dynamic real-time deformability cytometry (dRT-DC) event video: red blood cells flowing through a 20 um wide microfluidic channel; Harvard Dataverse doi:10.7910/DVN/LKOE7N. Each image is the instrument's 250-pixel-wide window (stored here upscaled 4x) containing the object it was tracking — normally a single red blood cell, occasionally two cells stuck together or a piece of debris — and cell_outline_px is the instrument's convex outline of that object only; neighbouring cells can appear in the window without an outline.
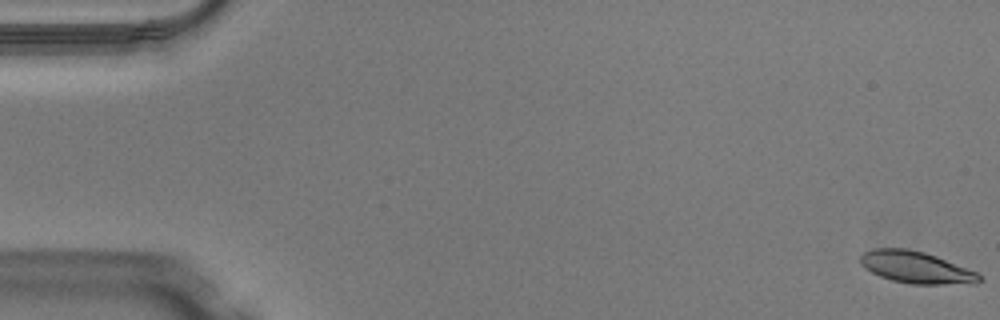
{"species": "Egyptian fruit bat (a non-hibernating species)", "species_latin": "Rousettus aegyptiacus", "temperature_condition": "warm", "stored_images_in_passage": 51, "camera_frame_rate_fps": 3000, "um_per_image_px": 0.085, "animal": {"sex": "male"}, "frame": {"image": 1, "passage_image": 1, "time_ms": 0.0, "image_size_px": [1000, 320], "cell_outline_px": [[984, 280], [976, 284], [908, 284], [892, 280], [880, 276], [864, 268], [860, 264], [860, 256], [864, 252], [872, 248], [908, 248], [924, 252], [936, 256], [976, 272]], "centroid_in_image_um": [77.86, 22.73], "position_along_channel_um": 7.1, "area_um2": 22.2}}
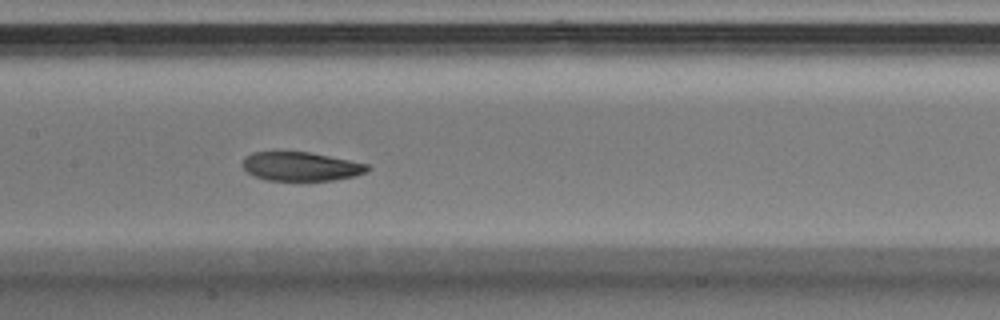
{"frame": {"image": 2, "passage_image": 25, "time_ms": 8.0, "image_size_px": [1000, 320], "cell_outline_px": [[372, 168], [368, 172], [356, 176], [332, 180], [268, 180], [256, 176], [248, 172], [244, 168], [244, 156], [252, 152], [308, 152], [368, 164]], "centroid_in_image_um": [25.62, 14.15], "position_along_channel_um": 181.8, "area_um2": 20.81}}
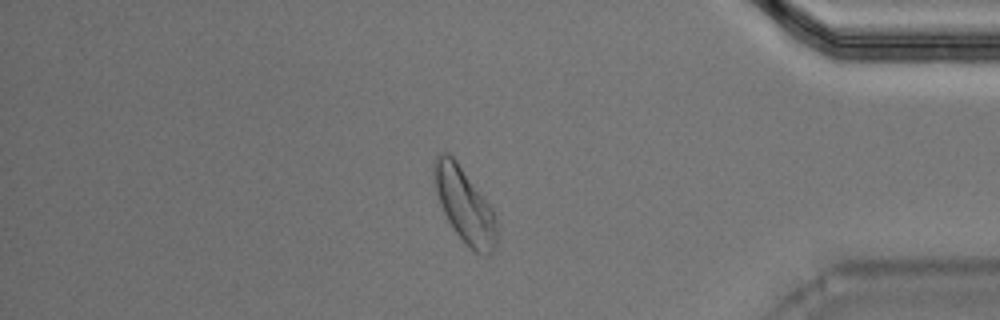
{"frame": {"image": 3, "passage_image": 43, "time_ms": 14.0, "image_size_px": [1000, 320], "cell_outline_px": [[496, 244], [492, 252], [488, 256], [484, 256], [476, 252], [456, 232], [448, 220], [440, 204], [432, 180], [432, 164], [436, 156], [440, 152], [448, 152], [456, 160], [492, 208], [496, 216]], "centroid_in_image_um": [39.46, 17.4], "position_along_channel_um": 395.7, "area_um2": 27.11}, "authors_computed_cell_mechanics": {"area_um2": 22.542, "velocity_mm_per_s": 4.0563, "shape_relaxation_time_tau1_ms": 5.911, "shape_relaxation_time_tau2_ms": null, "deformation_change_tau1": 0.183, "deformation_change_tau2": null}}